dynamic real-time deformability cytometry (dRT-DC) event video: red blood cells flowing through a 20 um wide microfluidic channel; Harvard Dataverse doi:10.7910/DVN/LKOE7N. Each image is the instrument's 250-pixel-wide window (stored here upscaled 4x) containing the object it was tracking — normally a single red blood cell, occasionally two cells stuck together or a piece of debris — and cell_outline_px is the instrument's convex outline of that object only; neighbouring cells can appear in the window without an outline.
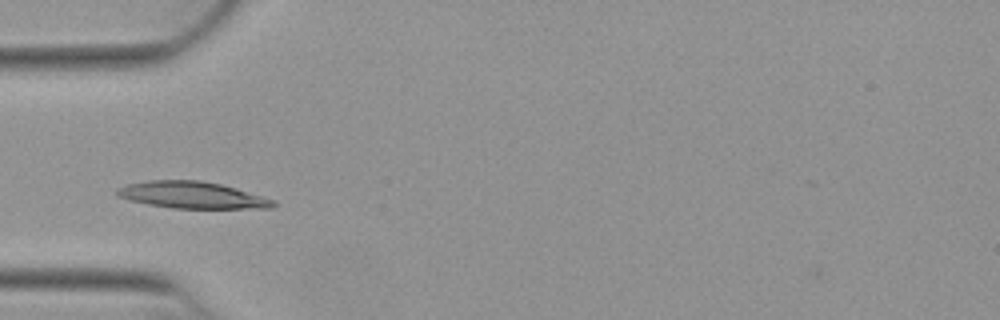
{"species": "Egyptian fruit bat (a non-hibernating species)", "species_latin": "Rousettus aegyptiacus", "temperature_condition": "warm", "stored_images_in_passage": 39, "camera_frame_rate_fps": 3000, "um_per_image_px": 0.085, "animal": {"sex": "female"}, "frame": {"image": 1, "passage_image": 7, "time_ms": 2.0, "image_size_px": [1000, 320], "cell_outline_px": [[276, 204], [272, 208], [172, 208], [148, 204], [128, 200], [116, 196], [116, 188], [128, 184], [148, 180], [200, 180], [220, 184], [236, 188], [264, 196], [272, 200]], "centroid_in_image_um": [16.29, 16.57], "position_along_channel_um": 68.7, "area_um2": 24.33}}
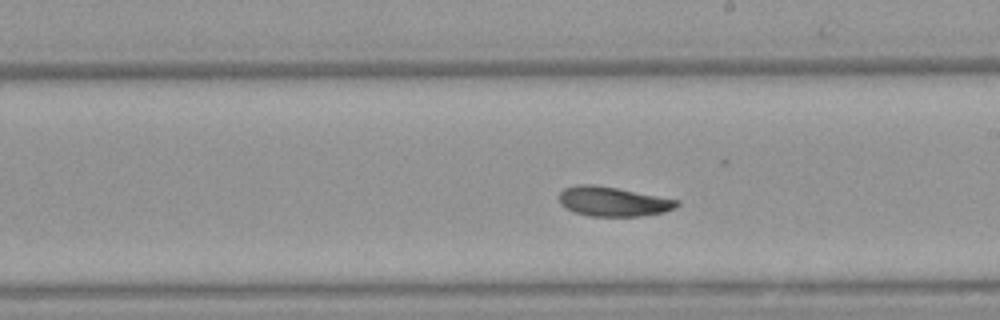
{"frame": {"image": 2, "passage_image": 17, "time_ms": 5.333, "image_size_px": [1000, 320], "cell_outline_px": [[680, 204], [676, 208], [664, 212], [640, 216], [588, 216], [576, 212], [560, 204], [560, 192], [564, 188], [576, 184], [592, 184], [616, 188], [680, 200]], "centroid_in_image_um": [52.13, 17.13], "position_along_channel_um": 236.9, "area_um2": 20.17}}
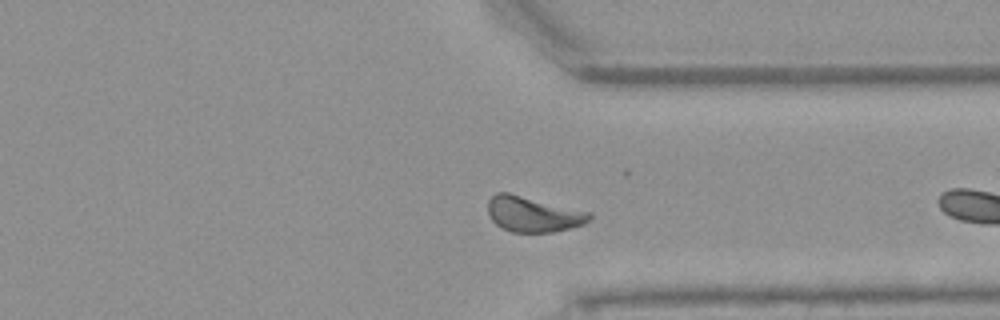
{"frame": {"image": 3, "passage_image": 27, "time_ms": 8.667, "image_size_px": [1000, 320], "cell_outline_px": [[592, 216], [584, 224], [556, 232], [512, 232], [500, 228], [492, 220], [488, 212], [488, 200], [496, 192], [508, 192], [592, 212]], "centroid_in_image_um": [45.31, 18.2], "position_along_channel_um": 366.1, "area_um2": 21.15}, "authors_computed_cell_mechanics": {"area_um2": 20.2878, "velocity_mm_per_s": 3.8829, "shape_relaxation_time_tau1_ms": 1.7675, "shape_relaxation_time_tau2_ms": 2.3257, "deformation_change_tau1": 0.1185, "deformation_change_tau2": 0.0773}}